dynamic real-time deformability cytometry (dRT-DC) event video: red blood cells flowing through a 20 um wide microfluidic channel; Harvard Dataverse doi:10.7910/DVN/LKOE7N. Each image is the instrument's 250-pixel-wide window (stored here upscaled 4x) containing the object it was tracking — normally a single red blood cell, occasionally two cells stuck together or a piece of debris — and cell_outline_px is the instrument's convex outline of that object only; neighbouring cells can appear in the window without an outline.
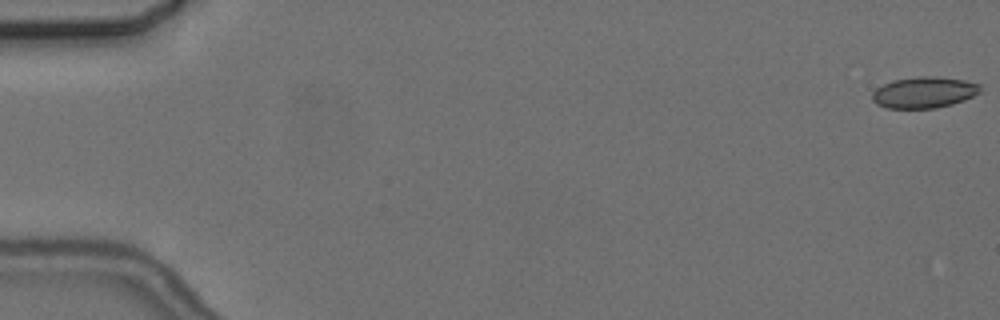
{"species": "common noctule bat (a hibernating species)", "species_latin": "Nyctalus noctula", "temperature_condition": "cold", "stored_images_in_passage": 4, "camera_frame_rate_fps": 3000, "um_per_image_px": 0.085, "animal": {"sex": "female", "body_mass_g": 24.6, "forearm_length_mm": 56.2}, "frame": {"image": 1, "passage_image": 1, "time_ms": 0.0, "image_size_px": [1000, 320], "cell_outline_px": [[980, 92], [964, 100], [952, 104], [936, 108], [888, 108], [876, 104], [872, 100], [872, 92], [876, 88], [892, 80], [920, 76], [940, 76], [964, 80], [980, 84]], "centroid_in_image_um": [78.53, 7.85], "position_along_channel_um": 6.5, "area_um2": 19.71}}